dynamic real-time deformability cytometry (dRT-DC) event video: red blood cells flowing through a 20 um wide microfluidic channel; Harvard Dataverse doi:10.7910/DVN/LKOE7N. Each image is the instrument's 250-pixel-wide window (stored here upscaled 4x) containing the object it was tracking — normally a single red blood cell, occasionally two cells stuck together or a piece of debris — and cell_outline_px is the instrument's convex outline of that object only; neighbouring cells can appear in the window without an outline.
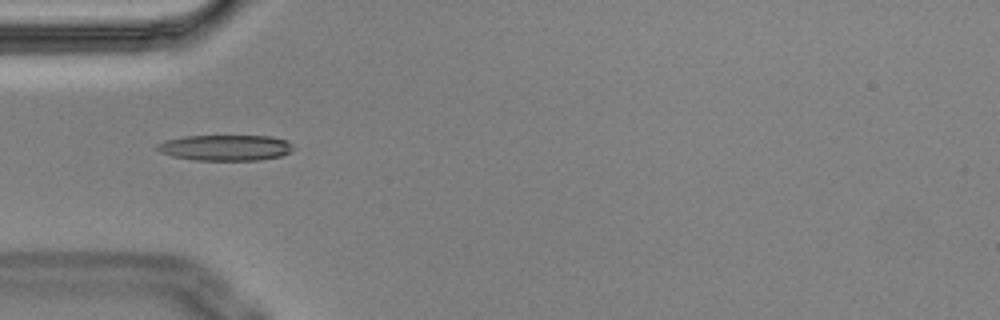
{"species": "Egyptian fruit bat (a non-hibernating species)", "species_latin": "Rousettus aegyptiacus", "temperature_condition": "cold", "stored_images_in_passage": 4, "camera_frame_rate_fps": 3000, "um_per_image_px": 0.085, "animal": {"sex": "male"}, "frame": {"image": 1, "passage_image": 4, "time_ms": 1.0, "image_size_px": [1000, 320], "cell_outline_px": [[292, 148], [288, 152], [280, 156], [260, 160], [196, 160], [172, 156], [160, 152], [156, 148], [156, 144], [168, 140], [184, 136], [272, 136], [288, 140], [292, 144]], "centroid_in_image_um": [19.16, 12.55], "position_along_channel_um": 65.8, "area_um2": 20.35}}